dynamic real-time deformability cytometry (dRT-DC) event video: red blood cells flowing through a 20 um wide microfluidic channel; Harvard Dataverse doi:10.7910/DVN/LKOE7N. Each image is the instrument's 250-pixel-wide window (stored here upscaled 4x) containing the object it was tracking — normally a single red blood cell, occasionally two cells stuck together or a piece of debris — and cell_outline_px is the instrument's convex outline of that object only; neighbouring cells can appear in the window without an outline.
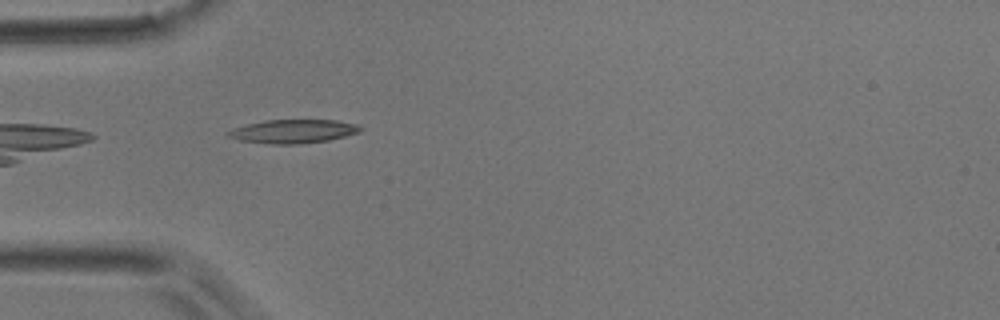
{"species": "common noctule bat (a hibernating species)", "species_latin": "Nyctalus noctula", "temperature_condition": "room temperature", "stored_images_in_passage": 4, "camera_frame_rate_fps": 3000, "um_per_image_px": 0.085, "animal": {"sex": "male", "body_mass_g": 17.9}, "frame": {"image": 1, "passage_image": 1, "time_ms": 0.0, "image_size_px": [1000, 320], "cell_outline_px": [[364, 128], [360, 132], [328, 140], [300, 144], [272, 144], [240, 140], [224, 136], [232, 128], [264, 120], [336, 120], [356, 124]], "centroid_in_image_um": [24.91, 11.16], "position_along_channel_um": 60.1, "area_um2": 18.21}}